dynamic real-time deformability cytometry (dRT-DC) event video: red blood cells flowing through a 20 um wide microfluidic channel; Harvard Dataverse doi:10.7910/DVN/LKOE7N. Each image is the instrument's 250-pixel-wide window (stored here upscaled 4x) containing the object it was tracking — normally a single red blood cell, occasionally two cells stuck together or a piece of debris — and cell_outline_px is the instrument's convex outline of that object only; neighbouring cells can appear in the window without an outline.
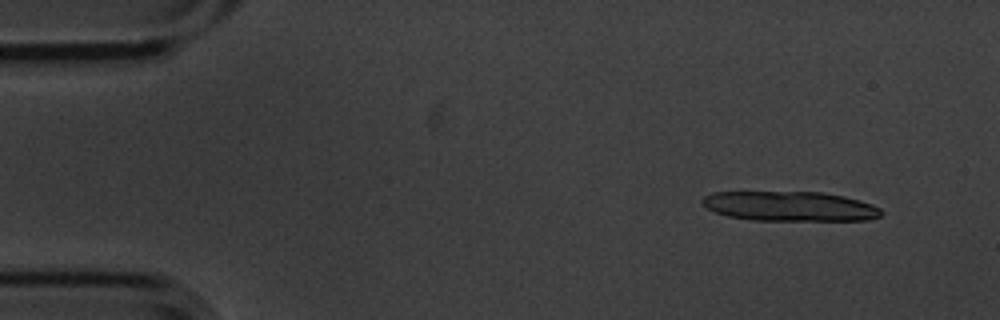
{"species": "common noctule bat (a hibernating species)", "species_latin": "Nyctalus noctula", "temperature_condition": "cold", "stored_images_in_passage": 9, "camera_frame_rate_fps": 3000, "um_per_image_px": 0.085, "animal": {"sex": "male", "body_mass_g": 20.1, "forearm_length_mm": 53.5}, "frame": {"image": 1, "passage_image": 2, "time_ms": 0.333, "image_size_px": [1000, 320], "cell_outline_px": [[884, 212], [880, 216], [868, 220], [752, 220], [728, 216], [716, 212], [708, 208], [700, 200], [704, 196], [712, 192], [824, 192], [844, 196], [872, 204], [880, 208]], "centroid_in_image_um": [67.16, 17.53], "position_along_channel_um": 17.8, "area_um2": 30.98}}
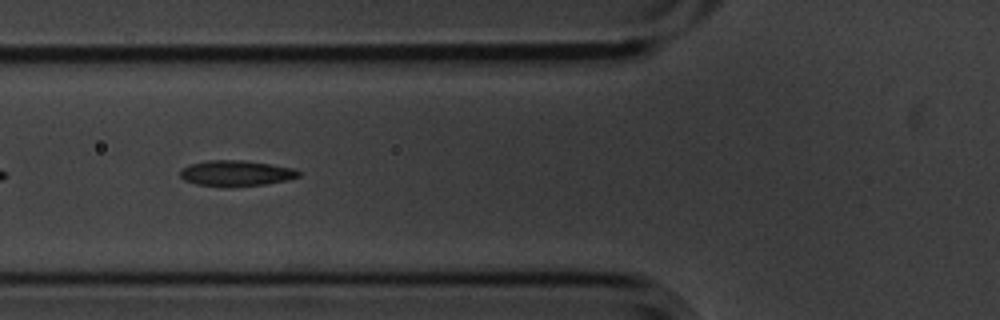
{"frame": {"image": 2, "passage_image": 6, "time_ms": 1.667, "image_size_px": [1000, 320], "cell_outline_px": [[300, 176], [284, 180], [264, 184], [228, 188], [224, 188], [196, 184], [184, 180], [180, 176], [180, 172], [188, 164], [208, 160], [244, 160], [296, 168], [300, 172]], "centroid_in_image_um": [20.04, 14.73], "position_along_channel_um": 105.8, "area_um2": 17.98}}
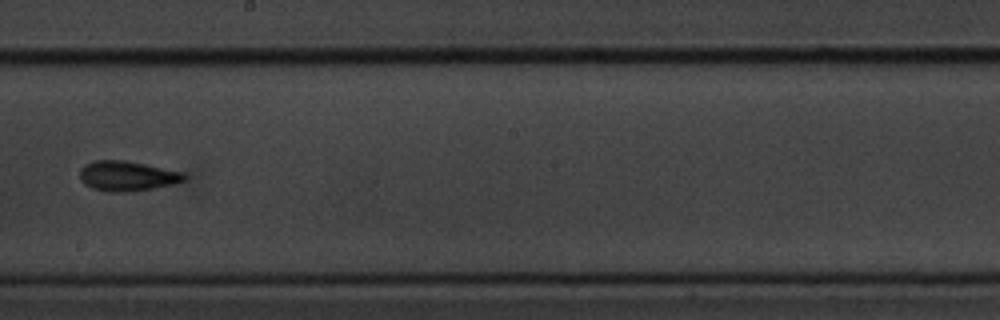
{"frame": {"image": 3, "passage_image": 9, "time_ms": 2.667, "image_size_px": [1000, 320], "cell_outline_px": [[188, 176], [184, 180], [172, 184], [132, 192], [104, 192], [92, 188], [84, 184], [80, 180], [80, 168], [84, 164], [96, 160], [124, 160], [184, 172]], "centroid_in_image_um": [10.78, 14.96], "position_along_channel_um": 237.4, "area_um2": 18.38}}